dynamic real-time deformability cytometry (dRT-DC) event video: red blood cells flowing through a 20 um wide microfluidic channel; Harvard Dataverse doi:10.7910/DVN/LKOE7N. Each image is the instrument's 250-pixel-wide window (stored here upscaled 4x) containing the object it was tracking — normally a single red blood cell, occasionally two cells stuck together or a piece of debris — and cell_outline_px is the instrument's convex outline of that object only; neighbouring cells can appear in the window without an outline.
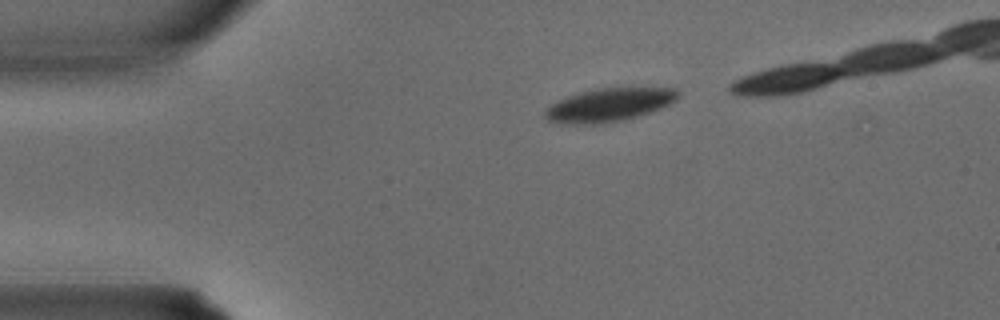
{"species": "common noctule bat (a hibernating species)", "species_latin": "Nyctalus noctula", "temperature_condition": "warm", "stored_images_in_passage": 2, "camera_frame_rate_fps": 3000, "um_per_image_px": 0.085, "animal": {"sex": "male", "body_mass_g": 15.6}, "frame": {"image": 1, "passage_image": 1, "time_ms": 0.0, "image_size_px": [1000, 320], "cell_outline_px": [[680, 96], [676, 100], [660, 108], [624, 120], [604, 124], [564, 124], [548, 120], [544, 116], [544, 112], [552, 104], [568, 96], [580, 92], [596, 88], [676, 88], [680, 92]], "centroid_in_image_um": [51.77, 8.92], "position_along_channel_um": 33.2, "area_um2": 25.66}}